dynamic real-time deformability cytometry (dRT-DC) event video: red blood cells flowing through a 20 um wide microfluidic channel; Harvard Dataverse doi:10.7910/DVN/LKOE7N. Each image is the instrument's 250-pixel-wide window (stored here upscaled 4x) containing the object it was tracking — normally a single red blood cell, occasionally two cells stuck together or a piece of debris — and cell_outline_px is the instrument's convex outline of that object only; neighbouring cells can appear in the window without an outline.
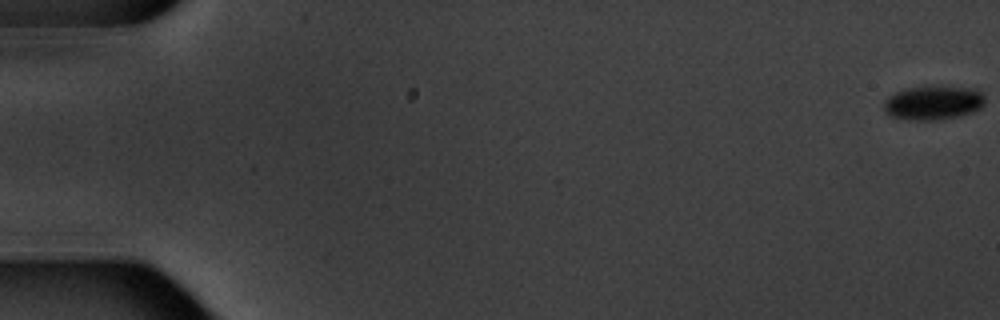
{"species": "common noctule bat (a hibernating species)", "species_latin": "Nyctalus noctula", "temperature_condition": "warm", "stored_images_in_passage": 11, "camera_frame_rate_fps": 3000, "um_per_image_px": 0.085, "animal": {"sex": "male", "body_mass_g": 20.1, "forearm_length_mm": 53.5}, "frame": {"image": 1, "passage_image": 1, "time_ms": 0.0, "image_size_px": [1000, 320], "cell_outline_px": [[984, 104], [980, 108], [972, 112], [940, 120], [908, 120], [892, 116], [884, 112], [884, 100], [888, 96], [904, 88], [928, 84], [976, 88], [984, 96]], "centroid_in_image_um": [79.3, 8.69], "position_along_channel_um": 5.7, "area_um2": 20.69}}
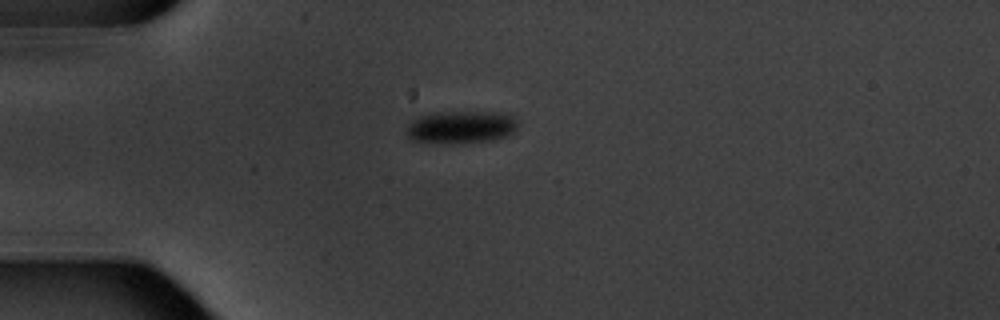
{"frame": {"image": 2, "passage_image": 5, "time_ms": 5.333, "image_size_px": [1000, 320], "cell_outline_px": [[516, 128], [508, 136], [492, 140], [464, 144], [440, 144], [412, 140], [408, 136], [408, 124], [420, 116], [436, 112], [496, 112], [512, 116], [516, 120]], "centroid_in_image_um": [39.18, 10.83], "position_along_channel_um": 45.8, "area_um2": 21.27}}